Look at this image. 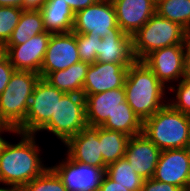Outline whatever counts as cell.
<instances>
[{
    "mask_svg": "<svg viewBox=\"0 0 190 191\" xmlns=\"http://www.w3.org/2000/svg\"><path fill=\"white\" fill-rule=\"evenodd\" d=\"M17 144L7 142L0 154V184L22 187L42 174L48 167L42 164L41 151L35 134L17 132Z\"/></svg>",
    "mask_w": 190,
    "mask_h": 191,
    "instance_id": "obj_1",
    "label": "cell"
},
{
    "mask_svg": "<svg viewBox=\"0 0 190 191\" xmlns=\"http://www.w3.org/2000/svg\"><path fill=\"white\" fill-rule=\"evenodd\" d=\"M124 90L126 102L142 122L167 104L164 99L165 86L152 70L139 60L129 66Z\"/></svg>",
    "mask_w": 190,
    "mask_h": 191,
    "instance_id": "obj_2",
    "label": "cell"
},
{
    "mask_svg": "<svg viewBox=\"0 0 190 191\" xmlns=\"http://www.w3.org/2000/svg\"><path fill=\"white\" fill-rule=\"evenodd\" d=\"M169 101L143 122L142 133L161 151L189 148L188 115L174 109Z\"/></svg>",
    "mask_w": 190,
    "mask_h": 191,
    "instance_id": "obj_3",
    "label": "cell"
},
{
    "mask_svg": "<svg viewBox=\"0 0 190 191\" xmlns=\"http://www.w3.org/2000/svg\"><path fill=\"white\" fill-rule=\"evenodd\" d=\"M190 33L180 24L155 13L149 21L132 36L135 60L142 61L155 50L173 45H187Z\"/></svg>",
    "mask_w": 190,
    "mask_h": 191,
    "instance_id": "obj_4",
    "label": "cell"
},
{
    "mask_svg": "<svg viewBox=\"0 0 190 191\" xmlns=\"http://www.w3.org/2000/svg\"><path fill=\"white\" fill-rule=\"evenodd\" d=\"M41 78L32 71L15 70L5 90L0 95V117L7 124L18 128L28 112L30 98Z\"/></svg>",
    "mask_w": 190,
    "mask_h": 191,
    "instance_id": "obj_5",
    "label": "cell"
},
{
    "mask_svg": "<svg viewBox=\"0 0 190 191\" xmlns=\"http://www.w3.org/2000/svg\"><path fill=\"white\" fill-rule=\"evenodd\" d=\"M86 126L85 97L81 94L65 93L57 102L51 119L39 131L51 132L65 144Z\"/></svg>",
    "mask_w": 190,
    "mask_h": 191,
    "instance_id": "obj_6",
    "label": "cell"
},
{
    "mask_svg": "<svg viewBox=\"0 0 190 191\" xmlns=\"http://www.w3.org/2000/svg\"><path fill=\"white\" fill-rule=\"evenodd\" d=\"M65 92L50 85L46 80L40 78L30 98L28 112L25 121L17 128V132L24 134H35L51 119L57 102Z\"/></svg>",
    "mask_w": 190,
    "mask_h": 191,
    "instance_id": "obj_7",
    "label": "cell"
},
{
    "mask_svg": "<svg viewBox=\"0 0 190 191\" xmlns=\"http://www.w3.org/2000/svg\"><path fill=\"white\" fill-rule=\"evenodd\" d=\"M76 34H92L105 37L109 33H124L117 24L112 1L98 0L95 4L77 11L73 30Z\"/></svg>",
    "mask_w": 190,
    "mask_h": 191,
    "instance_id": "obj_8",
    "label": "cell"
},
{
    "mask_svg": "<svg viewBox=\"0 0 190 191\" xmlns=\"http://www.w3.org/2000/svg\"><path fill=\"white\" fill-rule=\"evenodd\" d=\"M186 49L187 45L164 47L148 54L142 62L169 88L168 82H180L186 76Z\"/></svg>",
    "mask_w": 190,
    "mask_h": 191,
    "instance_id": "obj_9",
    "label": "cell"
},
{
    "mask_svg": "<svg viewBox=\"0 0 190 191\" xmlns=\"http://www.w3.org/2000/svg\"><path fill=\"white\" fill-rule=\"evenodd\" d=\"M153 179L190 191V148L162 150Z\"/></svg>",
    "mask_w": 190,
    "mask_h": 191,
    "instance_id": "obj_10",
    "label": "cell"
},
{
    "mask_svg": "<svg viewBox=\"0 0 190 191\" xmlns=\"http://www.w3.org/2000/svg\"><path fill=\"white\" fill-rule=\"evenodd\" d=\"M76 33H52L41 65L40 76L45 78L49 73L64 70L80 62Z\"/></svg>",
    "mask_w": 190,
    "mask_h": 191,
    "instance_id": "obj_11",
    "label": "cell"
},
{
    "mask_svg": "<svg viewBox=\"0 0 190 191\" xmlns=\"http://www.w3.org/2000/svg\"><path fill=\"white\" fill-rule=\"evenodd\" d=\"M65 160V161H64ZM51 166L68 191H98L105 171L102 168L81 164L68 156Z\"/></svg>",
    "mask_w": 190,
    "mask_h": 191,
    "instance_id": "obj_12",
    "label": "cell"
},
{
    "mask_svg": "<svg viewBox=\"0 0 190 191\" xmlns=\"http://www.w3.org/2000/svg\"><path fill=\"white\" fill-rule=\"evenodd\" d=\"M51 34L46 31L31 37L24 44L5 45L7 58L15 70L32 71L40 74Z\"/></svg>",
    "mask_w": 190,
    "mask_h": 191,
    "instance_id": "obj_13",
    "label": "cell"
},
{
    "mask_svg": "<svg viewBox=\"0 0 190 191\" xmlns=\"http://www.w3.org/2000/svg\"><path fill=\"white\" fill-rule=\"evenodd\" d=\"M64 145L67 148L66 155L71 160L106 170L100 148L99 127L87 125Z\"/></svg>",
    "mask_w": 190,
    "mask_h": 191,
    "instance_id": "obj_14",
    "label": "cell"
},
{
    "mask_svg": "<svg viewBox=\"0 0 190 191\" xmlns=\"http://www.w3.org/2000/svg\"><path fill=\"white\" fill-rule=\"evenodd\" d=\"M127 64L94 62L90 64L83 84V95L124 88Z\"/></svg>",
    "mask_w": 190,
    "mask_h": 191,
    "instance_id": "obj_15",
    "label": "cell"
},
{
    "mask_svg": "<svg viewBox=\"0 0 190 191\" xmlns=\"http://www.w3.org/2000/svg\"><path fill=\"white\" fill-rule=\"evenodd\" d=\"M160 154L161 150L145 134L140 133L129 137L124 157L133 170L147 180L153 178Z\"/></svg>",
    "mask_w": 190,
    "mask_h": 191,
    "instance_id": "obj_16",
    "label": "cell"
},
{
    "mask_svg": "<svg viewBox=\"0 0 190 191\" xmlns=\"http://www.w3.org/2000/svg\"><path fill=\"white\" fill-rule=\"evenodd\" d=\"M117 24L125 34L133 36L156 13L153 0H112Z\"/></svg>",
    "mask_w": 190,
    "mask_h": 191,
    "instance_id": "obj_17",
    "label": "cell"
},
{
    "mask_svg": "<svg viewBox=\"0 0 190 191\" xmlns=\"http://www.w3.org/2000/svg\"><path fill=\"white\" fill-rule=\"evenodd\" d=\"M85 97L86 122L88 126L101 127L114 111L126 100L124 88H117Z\"/></svg>",
    "mask_w": 190,
    "mask_h": 191,
    "instance_id": "obj_18",
    "label": "cell"
},
{
    "mask_svg": "<svg viewBox=\"0 0 190 191\" xmlns=\"http://www.w3.org/2000/svg\"><path fill=\"white\" fill-rule=\"evenodd\" d=\"M96 61L131 66L136 61L132 51V36L125 33H109L103 37Z\"/></svg>",
    "mask_w": 190,
    "mask_h": 191,
    "instance_id": "obj_19",
    "label": "cell"
},
{
    "mask_svg": "<svg viewBox=\"0 0 190 191\" xmlns=\"http://www.w3.org/2000/svg\"><path fill=\"white\" fill-rule=\"evenodd\" d=\"M40 11L47 32L67 33L73 30L75 13L63 1L47 0Z\"/></svg>",
    "mask_w": 190,
    "mask_h": 191,
    "instance_id": "obj_20",
    "label": "cell"
},
{
    "mask_svg": "<svg viewBox=\"0 0 190 191\" xmlns=\"http://www.w3.org/2000/svg\"><path fill=\"white\" fill-rule=\"evenodd\" d=\"M90 63L80 61L64 70L49 73L44 80L65 93L83 95V84Z\"/></svg>",
    "mask_w": 190,
    "mask_h": 191,
    "instance_id": "obj_21",
    "label": "cell"
},
{
    "mask_svg": "<svg viewBox=\"0 0 190 191\" xmlns=\"http://www.w3.org/2000/svg\"><path fill=\"white\" fill-rule=\"evenodd\" d=\"M46 32L40 10H23L19 23L5 45L24 44L31 37Z\"/></svg>",
    "mask_w": 190,
    "mask_h": 191,
    "instance_id": "obj_22",
    "label": "cell"
},
{
    "mask_svg": "<svg viewBox=\"0 0 190 191\" xmlns=\"http://www.w3.org/2000/svg\"><path fill=\"white\" fill-rule=\"evenodd\" d=\"M101 127L132 137L142 133L143 122L125 100L123 106L118 107Z\"/></svg>",
    "mask_w": 190,
    "mask_h": 191,
    "instance_id": "obj_23",
    "label": "cell"
},
{
    "mask_svg": "<svg viewBox=\"0 0 190 191\" xmlns=\"http://www.w3.org/2000/svg\"><path fill=\"white\" fill-rule=\"evenodd\" d=\"M128 139L122 132L99 127L100 148L106 165L124 158Z\"/></svg>",
    "mask_w": 190,
    "mask_h": 191,
    "instance_id": "obj_24",
    "label": "cell"
},
{
    "mask_svg": "<svg viewBox=\"0 0 190 191\" xmlns=\"http://www.w3.org/2000/svg\"><path fill=\"white\" fill-rule=\"evenodd\" d=\"M105 174L129 191H141L144 179L138 175L124 157L107 165Z\"/></svg>",
    "mask_w": 190,
    "mask_h": 191,
    "instance_id": "obj_25",
    "label": "cell"
},
{
    "mask_svg": "<svg viewBox=\"0 0 190 191\" xmlns=\"http://www.w3.org/2000/svg\"><path fill=\"white\" fill-rule=\"evenodd\" d=\"M156 13L180 24L190 33V0H158Z\"/></svg>",
    "mask_w": 190,
    "mask_h": 191,
    "instance_id": "obj_26",
    "label": "cell"
},
{
    "mask_svg": "<svg viewBox=\"0 0 190 191\" xmlns=\"http://www.w3.org/2000/svg\"><path fill=\"white\" fill-rule=\"evenodd\" d=\"M21 191H68L57 173L48 168L38 177L21 187Z\"/></svg>",
    "mask_w": 190,
    "mask_h": 191,
    "instance_id": "obj_27",
    "label": "cell"
},
{
    "mask_svg": "<svg viewBox=\"0 0 190 191\" xmlns=\"http://www.w3.org/2000/svg\"><path fill=\"white\" fill-rule=\"evenodd\" d=\"M79 58L83 62L94 63L98 56V47L101 44L100 36L92 34H76Z\"/></svg>",
    "mask_w": 190,
    "mask_h": 191,
    "instance_id": "obj_28",
    "label": "cell"
},
{
    "mask_svg": "<svg viewBox=\"0 0 190 191\" xmlns=\"http://www.w3.org/2000/svg\"><path fill=\"white\" fill-rule=\"evenodd\" d=\"M23 9L17 7H0V42L6 43L19 23Z\"/></svg>",
    "mask_w": 190,
    "mask_h": 191,
    "instance_id": "obj_29",
    "label": "cell"
},
{
    "mask_svg": "<svg viewBox=\"0 0 190 191\" xmlns=\"http://www.w3.org/2000/svg\"><path fill=\"white\" fill-rule=\"evenodd\" d=\"M178 86L169 85V89L176 92V99L169 104L176 110L190 115V78L185 76L178 84Z\"/></svg>",
    "mask_w": 190,
    "mask_h": 191,
    "instance_id": "obj_30",
    "label": "cell"
},
{
    "mask_svg": "<svg viewBox=\"0 0 190 191\" xmlns=\"http://www.w3.org/2000/svg\"><path fill=\"white\" fill-rule=\"evenodd\" d=\"M141 191H182L179 187L172 184L157 181L153 178L143 181Z\"/></svg>",
    "mask_w": 190,
    "mask_h": 191,
    "instance_id": "obj_31",
    "label": "cell"
},
{
    "mask_svg": "<svg viewBox=\"0 0 190 191\" xmlns=\"http://www.w3.org/2000/svg\"><path fill=\"white\" fill-rule=\"evenodd\" d=\"M15 68L9 62L7 56L0 62V95L7 87Z\"/></svg>",
    "mask_w": 190,
    "mask_h": 191,
    "instance_id": "obj_32",
    "label": "cell"
},
{
    "mask_svg": "<svg viewBox=\"0 0 190 191\" xmlns=\"http://www.w3.org/2000/svg\"><path fill=\"white\" fill-rule=\"evenodd\" d=\"M98 191H129L126 187L110 179L106 174L103 175Z\"/></svg>",
    "mask_w": 190,
    "mask_h": 191,
    "instance_id": "obj_33",
    "label": "cell"
},
{
    "mask_svg": "<svg viewBox=\"0 0 190 191\" xmlns=\"http://www.w3.org/2000/svg\"><path fill=\"white\" fill-rule=\"evenodd\" d=\"M68 4L71 10L76 13L77 11L87 8L90 5L95 4L98 0H61Z\"/></svg>",
    "mask_w": 190,
    "mask_h": 191,
    "instance_id": "obj_34",
    "label": "cell"
},
{
    "mask_svg": "<svg viewBox=\"0 0 190 191\" xmlns=\"http://www.w3.org/2000/svg\"><path fill=\"white\" fill-rule=\"evenodd\" d=\"M47 0H23V10H40Z\"/></svg>",
    "mask_w": 190,
    "mask_h": 191,
    "instance_id": "obj_35",
    "label": "cell"
},
{
    "mask_svg": "<svg viewBox=\"0 0 190 191\" xmlns=\"http://www.w3.org/2000/svg\"><path fill=\"white\" fill-rule=\"evenodd\" d=\"M4 132H12V133H17V129L10 126V125H6L1 131H0V154L2 153L3 148L5 147L6 143L8 141H6V139H4L1 134Z\"/></svg>",
    "mask_w": 190,
    "mask_h": 191,
    "instance_id": "obj_36",
    "label": "cell"
},
{
    "mask_svg": "<svg viewBox=\"0 0 190 191\" xmlns=\"http://www.w3.org/2000/svg\"><path fill=\"white\" fill-rule=\"evenodd\" d=\"M1 7H17L23 9V0H0Z\"/></svg>",
    "mask_w": 190,
    "mask_h": 191,
    "instance_id": "obj_37",
    "label": "cell"
},
{
    "mask_svg": "<svg viewBox=\"0 0 190 191\" xmlns=\"http://www.w3.org/2000/svg\"><path fill=\"white\" fill-rule=\"evenodd\" d=\"M186 76L190 78V40L186 49Z\"/></svg>",
    "mask_w": 190,
    "mask_h": 191,
    "instance_id": "obj_38",
    "label": "cell"
},
{
    "mask_svg": "<svg viewBox=\"0 0 190 191\" xmlns=\"http://www.w3.org/2000/svg\"><path fill=\"white\" fill-rule=\"evenodd\" d=\"M7 56L5 43L0 42V62Z\"/></svg>",
    "mask_w": 190,
    "mask_h": 191,
    "instance_id": "obj_39",
    "label": "cell"
},
{
    "mask_svg": "<svg viewBox=\"0 0 190 191\" xmlns=\"http://www.w3.org/2000/svg\"><path fill=\"white\" fill-rule=\"evenodd\" d=\"M6 186H8V187H5V188L0 187V191H21L20 187L13 186V185H6Z\"/></svg>",
    "mask_w": 190,
    "mask_h": 191,
    "instance_id": "obj_40",
    "label": "cell"
},
{
    "mask_svg": "<svg viewBox=\"0 0 190 191\" xmlns=\"http://www.w3.org/2000/svg\"><path fill=\"white\" fill-rule=\"evenodd\" d=\"M188 134H189V148H190V115H188Z\"/></svg>",
    "mask_w": 190,
    "mask_h": 191,
    "instance_id": "obj_41",
    "label": "cell"
},
{
    "mask_svg": "<svg viewBox=\"0 0 190 191\" xmlns=\"http://www.w3.org/2000/svg\"><path fill=\"white\" fill-rule=\"evenodd\" d=\"M7 124L1 119L0 117V131L6 126Z\"/></svg>",
    "mask_w": 190,
    "mask_h": 191,
    "instance_id": "obj_42",
    "label": "cell"
}]
</instances>
